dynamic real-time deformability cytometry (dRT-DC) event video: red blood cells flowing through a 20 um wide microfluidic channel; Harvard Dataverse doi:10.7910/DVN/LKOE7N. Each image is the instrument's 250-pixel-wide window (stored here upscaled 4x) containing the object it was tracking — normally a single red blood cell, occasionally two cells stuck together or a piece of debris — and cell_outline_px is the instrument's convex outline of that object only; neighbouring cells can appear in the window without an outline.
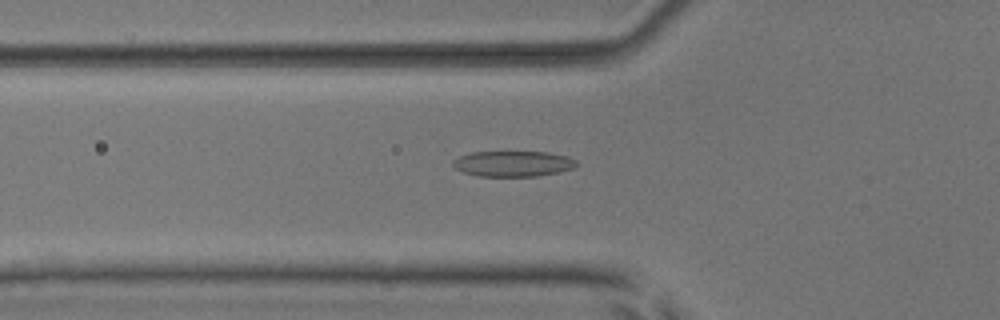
{"species": "common noctule bat (a hibernating species)", "species_latin": "Nyctalus noctula", "temperature_condition": "room temperature", "stored_images_in_passage": 36, "camera_frame_rate_fps": 3000, "um_per_image_px": 0.085, "animal": {"sex": "male", "body_mass_g": 17.9, "forearm_length_mm": 54.2}, "frame": {"image": 1, "passage_image": 2, "time_ms": 0.333, "image_size_px": [1000, 320], "cell_outline_px": [[580, 164], [572, 168], [556, 172], [536, 176], [476, 176], [464, 172], [456, 168], [452, 164], [452, 160], [460, 156], [472, 152], [548, 152], [568, 156], [576, 160]], "centroid_in_image_um": [43.61, 13.91], "position_along_channel_um": 82.2, "area_um2": 18.38}}
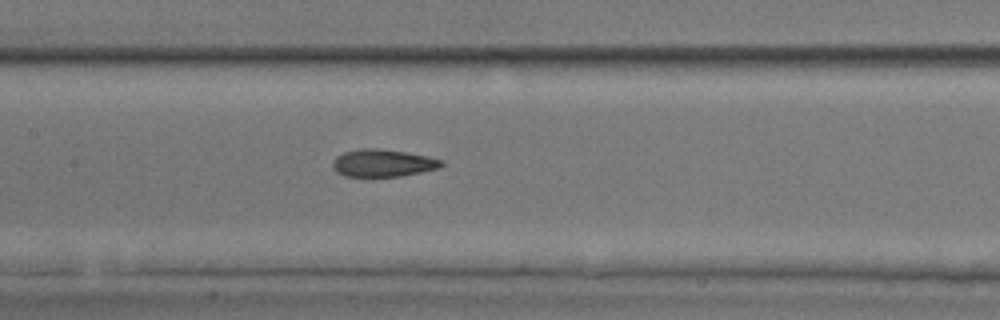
{"frame": {"image": 2, "passage_image": 9, "time_ms": 2.667, "image_size_px": [1000, 320], "cell_outline_px": [[444, 164], [436, 168], [420, 172], [400, 176], [344, 176], [336, 172], [332, 168], [332, 160], [336, 156], [344, 152], [360, 148], [376, 148], [404, 152], [428, 156], [444, 160]], "centroid_in_image_um": [32.5, 13.85], "position_along_channel_um": 174.9, "area_um2": 17.34}}
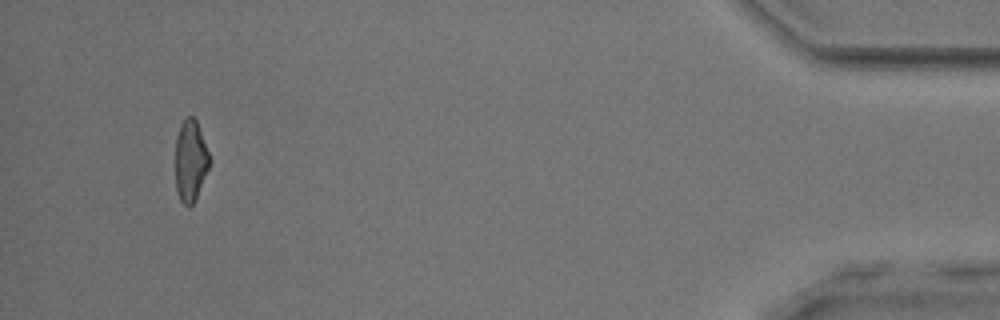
{"frame": {"image": 3, "passage_image": 33, "time_ms": 10.667, "image_size_px": [1000, 320], "cell_outline_px": [[208, 168], [196, 196], [192, 204], [188, 208], [180, 200], [176, 192], [176, 136], [180, 124], [188, 116], [192, 116], [196, 120], [208, 152]], "centroid_in_image_um": [16.15, 13.66], "position_along_channel_um": 419.0, "area_um2": 15.72}, "authors_computed_cell_mechanics": {"area_um2": 17.1955, "velocity_mm_per_s": 3.9531, "shape_relaxation_time_tau1_ms": 4.0673, "shape_relaxation_time_tau2_ms": 1.4749, "deformation_change_tau1": 0.1543, "deformation_change_tau2": 0.089}}